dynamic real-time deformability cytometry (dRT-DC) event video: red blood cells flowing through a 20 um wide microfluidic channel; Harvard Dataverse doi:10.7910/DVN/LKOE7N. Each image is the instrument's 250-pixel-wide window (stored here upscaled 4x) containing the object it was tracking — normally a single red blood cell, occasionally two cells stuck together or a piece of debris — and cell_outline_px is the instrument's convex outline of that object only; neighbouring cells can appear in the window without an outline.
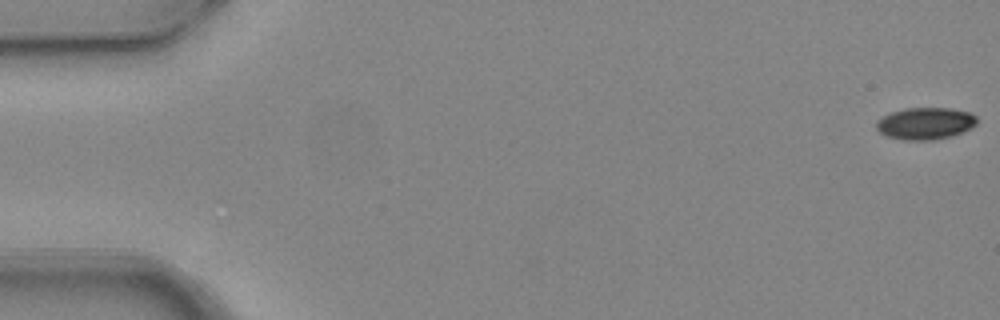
{"species": "common noctule bat (a hibernating species)", "species_latin": "Nyctalus noctula", "temperature_condition": "warm", "stored_images_in_passage": 6, "camera_frame_rate_fps": 3000, "um_per_image_px": 0.085, "animal": {"sex": "female", "body_mass_g": 24.6, "forearm_length_mm": 56.2}, "frame": {"image": 1, "passage_image": 1, "time_ms": 0.0, "image_size_px": [1000, 320], "cell_outline_px": [[976, 124], [952, 136], [932, 140], [900, 140], [884, 136], [876, 128], [876, 120], [892, 112], [904, 108], [952, 108], [968, 112], [976, 116]], "centroid_in_image_um": [78.6, 10.5], "position_along_channel_um": 6.4, "area_um2": 18.73}}
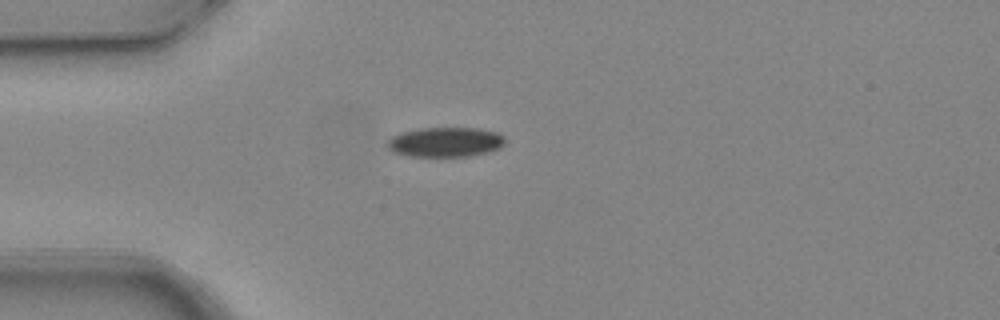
{"frame": {"image": 2, "passage_image": 5, "time_ms": 1.333, "image_size_px": [1000, 320], "cell_outline_px": [[504, 144], [500, 148], [488, 152], [468, 156], [412, 156], [392, 152], [388, 148], [388, 140], [392, 136], [400, 132], [420, 128], [476, 128], [496, 132], [504, 136]], "centroid_in_image_um": [37.85, 12.07], "position_along_channel_um": 47.2, "area_um2": 20.35}}